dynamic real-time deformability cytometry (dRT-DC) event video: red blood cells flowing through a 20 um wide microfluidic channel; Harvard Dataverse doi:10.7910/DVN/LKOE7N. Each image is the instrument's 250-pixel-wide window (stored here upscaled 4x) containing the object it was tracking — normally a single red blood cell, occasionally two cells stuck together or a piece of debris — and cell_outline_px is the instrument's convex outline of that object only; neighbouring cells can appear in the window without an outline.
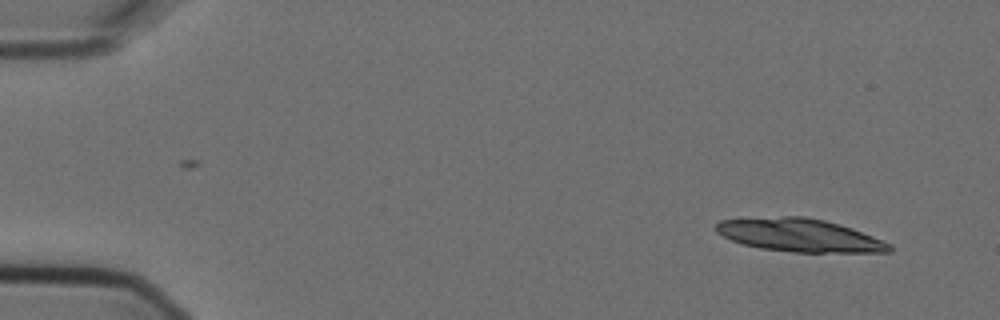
{"species": "Egyptian fruit bat (a non-hibernating species)", "species_latin": "Rousettus aegyptiacus", "temperature_condition": "cold", "stored_images_in_passage": 8, "camera_frame_rate_fps": 3000, "um_per_image_px": 0.085, "animal": {"sex": "female"}, "frame": {"image": 1, "passage_image": 1, "time_ms": 0.0, "image_size_px": [1000, 320], "cell_outline_px": [[892, 252], [796, 252], [760, 248], [744, 244], [732, 240], [716, 232], [716, 224], [720, 220], [784, 216], [804, 216], [824, 220], [840, 224], [852, 228], [892, 244]], "centroid_in_image_um": [67.99, 19.99], "position_along_channel_um": 17.0, "area_um2": 33.12}}
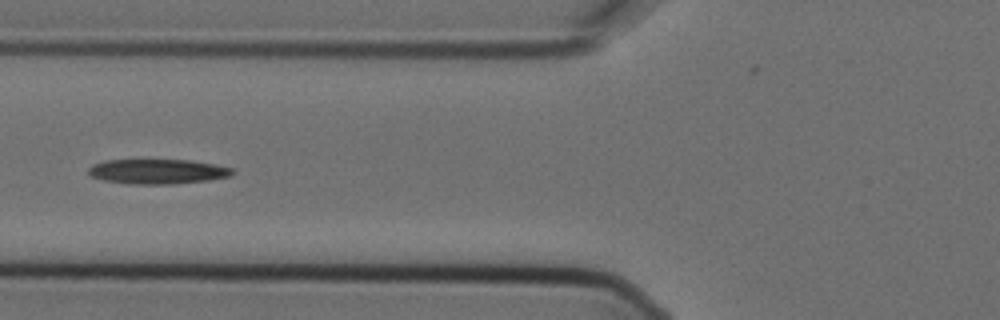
{"frame": {"image": 2, "passage_image": 6, "time_ms": 1.667, "image_size_px": [1000, 320], "cell_outline_px": [[236, 172], [232, 176], [208, 180], [172, 184], [132, 184], [104, 180], [92, 176], [88, 172], [88, 168], [92, 164], [104, 160], [188, 160], [212, 164], [232, 168]], "centroid_in_image_um": [13.4, 14.58], "position_along_channel_um": 112.4, "area_um2": 20.75}}
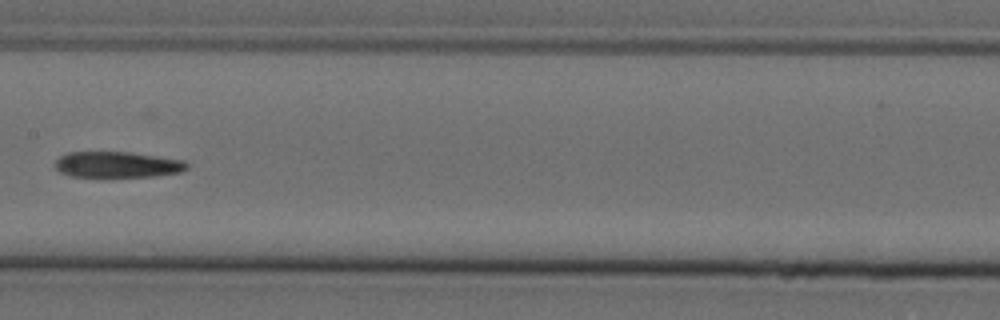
{"frame": {"image": 3, "passage_image": 8, "time_ms": 2.333, "image_size_px": [1000, 320], "cell_outline_px": [[188, 168], [180, 172], [156, 176], [104, 180], [72, 176], [60, 172], [56, 168], [56, 160], [60, 156], [68, 152], [128, 152], [184, 160], [188, 164]], "centroid_in_image_um": [9.95, 14.05], "position_along_channel_um": 197.4, "area_um2": 20.87}}